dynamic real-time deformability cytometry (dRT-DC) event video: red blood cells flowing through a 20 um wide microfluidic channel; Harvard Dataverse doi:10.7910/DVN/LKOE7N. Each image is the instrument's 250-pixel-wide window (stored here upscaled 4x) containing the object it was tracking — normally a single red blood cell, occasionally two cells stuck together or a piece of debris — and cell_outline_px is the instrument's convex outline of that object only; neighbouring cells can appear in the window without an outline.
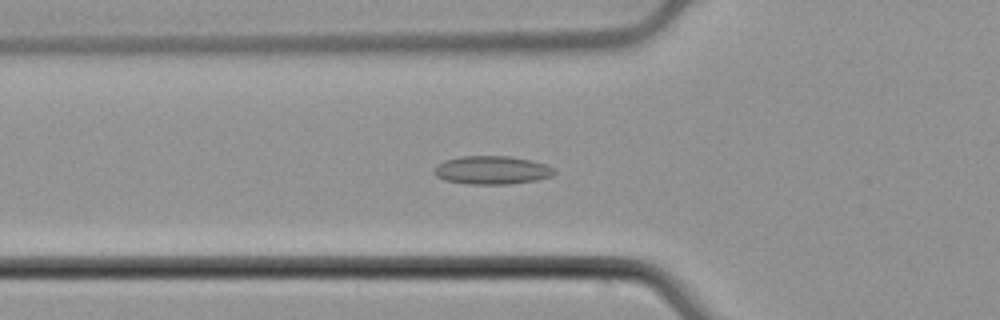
{"species": "common noctule bat (a hibernating species)", "species_latin": "Nyctalus noctula", "temperature_condition": "cold", "stored_images_in_passage": 53, "camera_frame_rate_fps": 3000, "um_per_image_px": 0.085, "animal": {"sex": "male", "body_mass_g": 21.5, "forearm_length_mm": 52.0}, "frame": {"image": 1, "passage_image": 19, "time_ms": 6.0, "image_size_px": [1000, 320], "cell_outline_px": [[556, 172], [552, 176], [536, 180], [508, 184], [468, 184], [444, 180], [436, 176], [432, 172], [436, 164], [444, 160], [460, 156], [508, 156], [532, 160], [544, 164], [552, 168]], "centroid_in_image_um": [41.76, 14.46], "position_along_channel_um": 84.0, "area_um2": 19.94}}
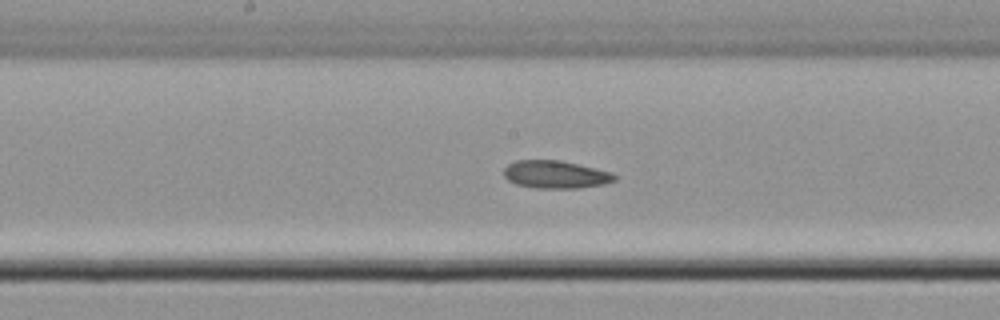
{"frame": {"image": 2, "passage_image": 28, "time_ms": 9.0, "image_size_px": [1000, 320], "cell_outline_px": [[616, 180], [604, 184], [580, 188], [536, 188], [516, 184], [508, 180], [504, 176], [504, 168], [508, 164], [516, 160], [560, 160], [612, 172], [616, 176]], "centroid_in_image_um": [47.22, 14.83], "position_along_channel_um": 201.0, "area_um2": 17.92}}
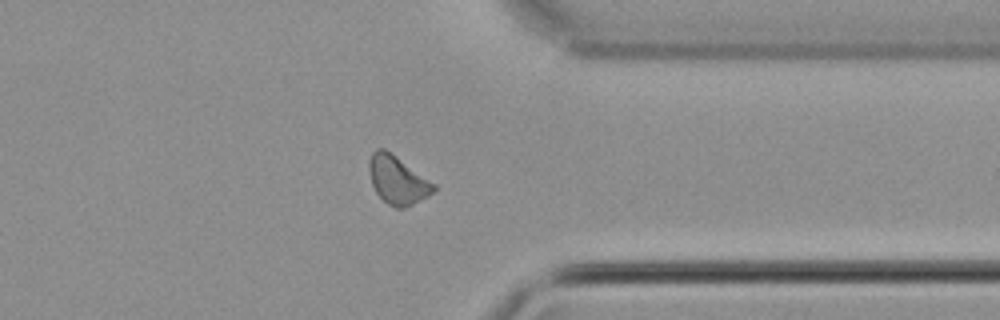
{"frame": {"image": 3, "passage_image": 42, "time_ms": 13.667, "image_size_px": [1000, 320], "cell_outline_px": [[436, 188], [428, 196], [404, 208], [396, 208], [388, 204], [376, 192], [372, 184], [368, 172], [368, 160], [372, 152], [376, 148], [384, 148], [436, 184]], "centroid_in_image_um": [33.76, 15.29], "position_along_channel_um": 377.6, "area_um2": 18.03}}